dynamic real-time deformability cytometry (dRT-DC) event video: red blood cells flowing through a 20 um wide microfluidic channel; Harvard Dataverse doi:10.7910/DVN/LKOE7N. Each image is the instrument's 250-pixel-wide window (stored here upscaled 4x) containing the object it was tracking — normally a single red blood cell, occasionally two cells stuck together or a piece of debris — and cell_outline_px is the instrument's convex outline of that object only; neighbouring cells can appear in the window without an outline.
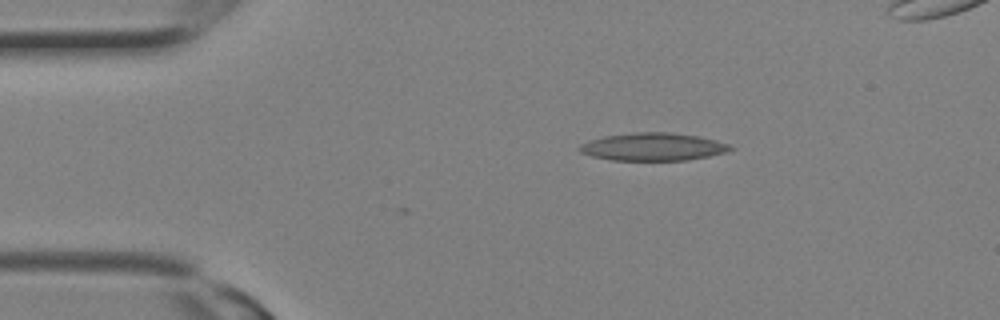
{"species": "Egyptian fruit bat (a non-hibernating species)", "species_latin": "Rousettus aegyptiacus", "temperature_condition": "room temperature", "stored_images_in_passage": 4, "camera_frame_rate_fps": 3000, "um_per_image_px": 0.085, "animal": {"sex": "female"}, "frame": {"image": 1, "passage_image": 2, "time_ms": 0.333, "image_size_px": [1000, 320], "cell_outline_px": [[736, 148], [728, 152], [688, 160], [612, 160], [592, 156], [580, 152], [576, 148], [580, 144], [588, 140], [604, 136], [632, 132], [668, 132], [700, 136], [716, 140], [728, 144]], "centroid_in_image_um": [55.5, 12.47], "position_along_channel_um": 29.5, "area_um2": 24.62}}